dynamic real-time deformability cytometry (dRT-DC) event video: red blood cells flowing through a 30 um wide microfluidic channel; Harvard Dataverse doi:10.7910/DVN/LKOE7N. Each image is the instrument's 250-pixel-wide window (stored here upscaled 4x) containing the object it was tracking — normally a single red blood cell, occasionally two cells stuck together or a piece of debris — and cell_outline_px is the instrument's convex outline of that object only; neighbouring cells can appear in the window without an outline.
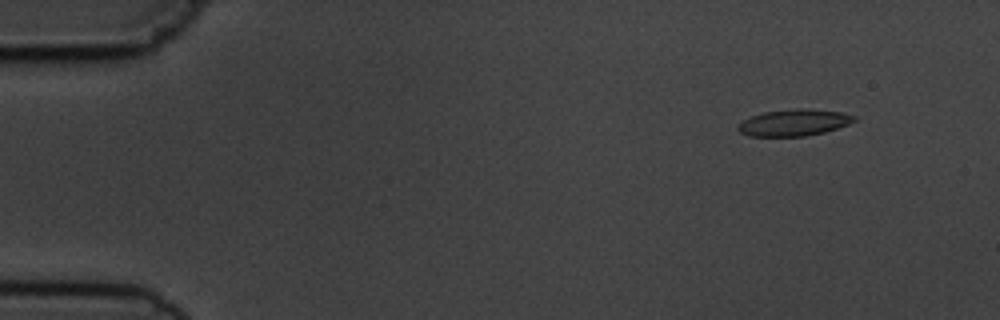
{"species": "common noctule bat (a hibernating species)", "species_latin": "Nyctalus noctula", "temperature_condition": "cold", "stored_images_in_passage": 4, "camera_frame_rate_fps": 3000, "um_per_image_px": 0.085, "animal": {"sex": "male", "body_mass_g": 19.5, "forearm_length_mm": 54.6}, "frame": {"image": 1, "passage_image": 1, "time_ms": 0.0, "image_size_px": [1000, 320], "cell_outline_px": [[856, 120], [848, 124], [824, 132], [808, 136], [748, 136], [740, 132], [736, 128], [736, 124], [752, 116], [764, 112], [796, 108], [804, 108], [840, 112], [856, 116]], "centroid_in_image_um": [67.46, 10.42], "position_along_channel_um": 17.5, "area_um2": 17.98}}
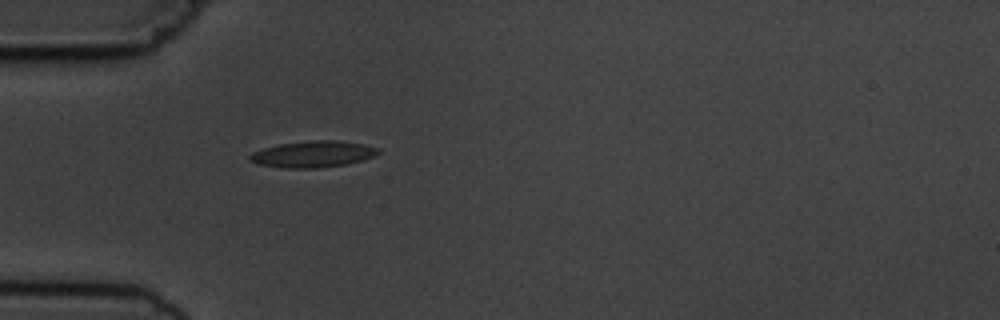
{"frame": {"image": 2, "passage_image": 4, "time_ms": 3.667, "image_size_px": [1000, 320], "cell_outline_px": [[380, 152], [364, 160], [344, 164], [316, 168], [280, 168], [256, 164], [248, 160], [248, 156], [252, 152], [264, 148], [280, 144], [312, 140], [332, 140], [364, 144], [376, 148]], "centroid_in_image_um": [26.53, 13.11], "position_along_channel_um": 58.5, "area_um2": 19.65}}